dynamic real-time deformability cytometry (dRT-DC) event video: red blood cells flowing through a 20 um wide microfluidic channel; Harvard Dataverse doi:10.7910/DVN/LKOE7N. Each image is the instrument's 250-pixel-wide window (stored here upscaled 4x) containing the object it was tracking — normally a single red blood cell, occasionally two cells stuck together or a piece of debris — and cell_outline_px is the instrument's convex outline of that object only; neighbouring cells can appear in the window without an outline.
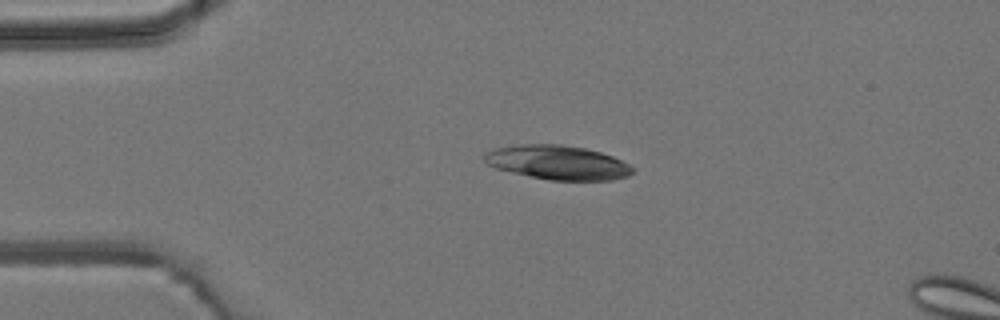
{"species": "common noctule bat (a hibernating species)", "species_latin": "Nyctalus noctula", "temperature_condition": "room temperature", "stored_images_in_passage": 4, "camera_frame_rate_fps": 3000, "um_per_image_px": 0.085, "animal": {"sex": "male", "body_mass_g": 19.2, "forearm_length_mm": 51.8}, "frame": {"image": 1, "passage_image": 2, "time_ms": 1.333, "image_size_px": [1000, 320], "cell_outline_px": [[632, 172], [628, 176], [612, 180], [548, 180], [512, 172], [496, 168], [488, 164], [484, 160], [484, 152], [492, 148], [512, 144], [560, 144], [584, 148], [600, 152], [612, 156], [628, 164], [632, 168]], "centroid_in_image_um": [47.34, 13.8], "position_along_channel_um": 37.7, "area_um2": 29.54}}